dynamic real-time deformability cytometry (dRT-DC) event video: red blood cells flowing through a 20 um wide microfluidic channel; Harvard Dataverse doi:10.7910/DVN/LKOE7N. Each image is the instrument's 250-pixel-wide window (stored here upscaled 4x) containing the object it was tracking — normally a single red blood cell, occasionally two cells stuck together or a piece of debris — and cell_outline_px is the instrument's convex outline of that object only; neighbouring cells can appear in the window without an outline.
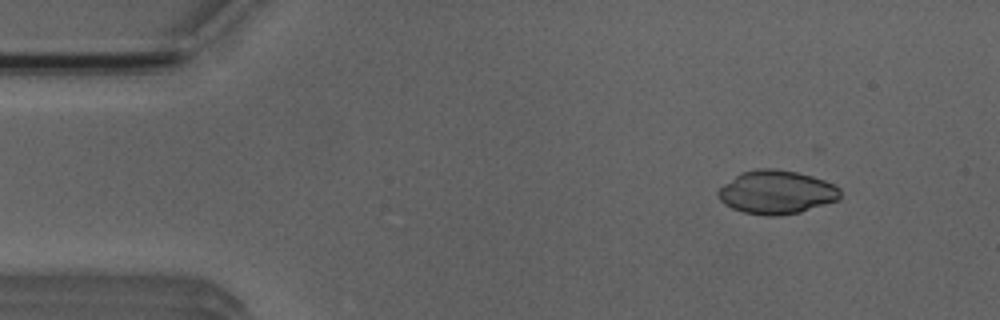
{"species": "Egyptian fruit bat (a non-hibernating species)", "species_latin": "Rousettus aegyptiacus", "temperature_condition": "room temperature", "stored_images_in_passage": 6, "camera_frame_rate_fps": 3000, "um_per_image_px": 0.085, "animal": {"sex": "male"}, "frame": {"image": 1, "passage_image": 2, "time_ms": 1.333, "image_size_px": [1000, 320], "cell_outline_px": [[840, 200], [800, 212], [780, 216], [768, 216], [744, 212], [732, 208], [724, 204], [720, 200], [716, 192], [724, 184], [740, 172], [756, 168], [776, 168], [796, 172], [812, 176], [824, 180], [840, 188]], "centroid_in_image_um": [66.0, 16.33], "position_along_channel_um": 19.0, "area_um2": 31.15}}